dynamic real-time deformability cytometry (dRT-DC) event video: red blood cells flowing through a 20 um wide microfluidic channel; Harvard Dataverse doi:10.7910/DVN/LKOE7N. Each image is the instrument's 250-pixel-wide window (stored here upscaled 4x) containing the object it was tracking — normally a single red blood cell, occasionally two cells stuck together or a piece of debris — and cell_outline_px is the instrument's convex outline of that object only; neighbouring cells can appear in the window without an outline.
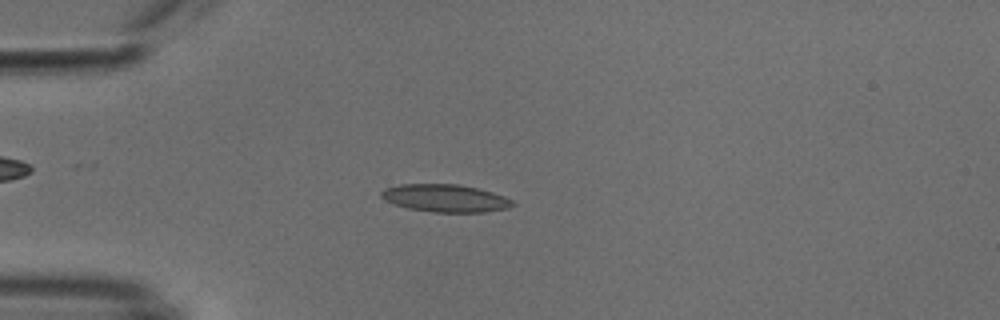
{"species": "common noctule bat (a hibernating species)", "species_latin": "Nyctalus noctula", "temperature_condition": "cold", "stored_images_in_passage": 38, "camera_frame_rate_fps": 3000, "um_per_image_px": 0.085, "animal": {"sex": "male", "body_mass_g": 18.8}, "frame": {"image": 1, "passage_image": 4, "time_ms": 1.0, "image_size_px": [1000, 320], "cell_outline_px": [[516, 204], [508, 208], [484, 212], [432, 212], [408, 208], [384, 200], [380, 196], [380, 192], [384, 188], [400, 184], [460, 184], [492, 192], [504, 196], [512, 200]], "centroid_in_image_um": [37.84, 16.84], "position_along_channel_um": 47.2, "area_um2": 21.15}}
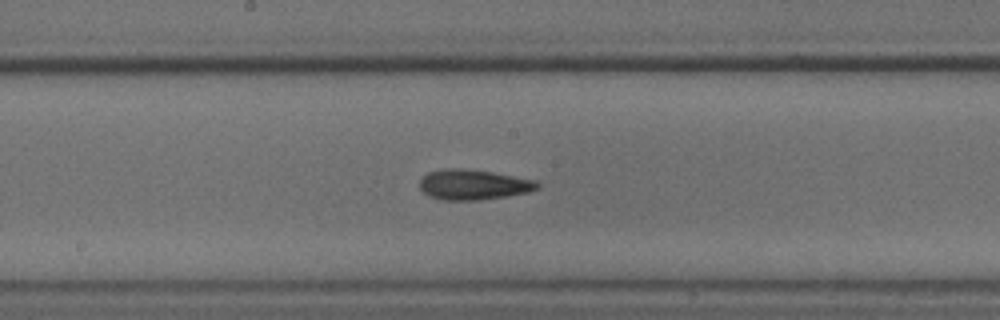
{"frame": {"image": 2, "passage_image": 18, "time_ms": 5.667, "image_size_px": [1000, 320], "cell_outline_px": [[540, 188], [528, 192], [508, 196], [480, 200], [440, 200], [428, 196], [420, 188], [420, 180], [428, 172], [444, 168], [460, 168], [492, 172], [536, 180], [540, 184]], "centroid_in_image_um": [40.24, 15.7], "position_along_channel_um": 208.0, "area_um2": 20.87}}
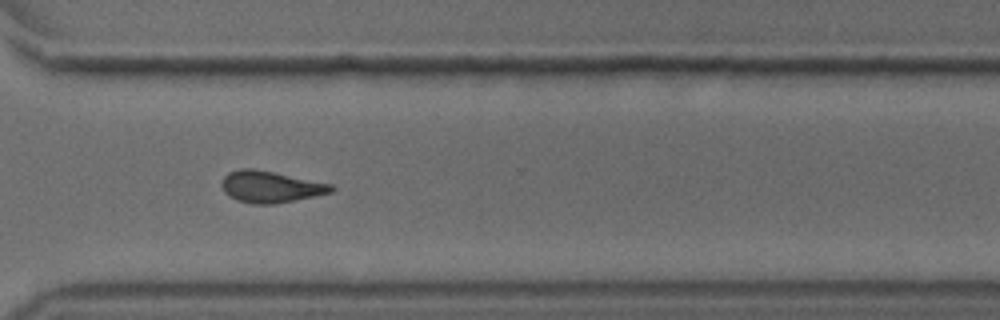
{"frame": {"image": 3, "passage_image": 29, "time_ms": 9.333, "image_size_px": [1000, 320], "cell_outline_px": [[336, 188], [332, 192], [276, 204], [252, 204], [236, 200], [228, 196], [224, 192], [220, 184], [224, 176], [228, 172], [240, 168], [252, 168], [332, 184]], "centroid_in_image_um": [22.95, 15.88], "position_along_channel_um": 347.7, "area_um2": 20.17}, "authors_computed_cell_mechanics": {"area_um2": 19.6231, "velocity_mm_per_s": 3.8157, "shape_relaxation_time_tau1_ms": null, "shape_relaxation_time_tau2_ms": 7.915, "deformation_change_tau1": null, "deformation_change_tau2": 0.1916}}